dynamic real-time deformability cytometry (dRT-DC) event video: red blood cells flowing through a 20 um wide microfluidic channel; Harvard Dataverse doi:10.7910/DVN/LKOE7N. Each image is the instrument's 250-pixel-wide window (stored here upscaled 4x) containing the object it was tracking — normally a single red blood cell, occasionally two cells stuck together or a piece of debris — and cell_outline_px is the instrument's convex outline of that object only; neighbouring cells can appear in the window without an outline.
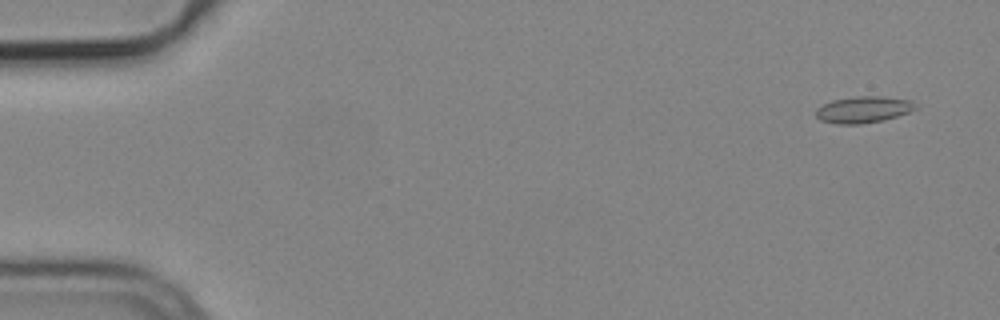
{"species": "common noctule bat (a hibernating species)", "species_latin": "Nyctalus noctula", "temperature_condition": "cold", "stored_images_in_passage": 5, "segment_of_instrument_passage": [2, 2], "camera_frame_rate_fps": 3000, "um_per_image_px": 0.085, "animal": {"sex": "male", "body_mass_g": 19.2, "forearm_length_mm": 51.8}, "frame": {"image": 1, "passage_image": 5, "time_ms": 1.333, "image_size_px": [1000, 320], "cell_outline_px": [[920, 108], [884, 120], [860, 124], [836, 124], [820, 120], [816, 116], [816, 108], [820, 104], [832, 100], [856, 96], [880, 96], [912, 100]], "centroid_in_image_um": [73.38, 9.31], "position_along_channel_um": 11.6, "area_um2": 15.61}}